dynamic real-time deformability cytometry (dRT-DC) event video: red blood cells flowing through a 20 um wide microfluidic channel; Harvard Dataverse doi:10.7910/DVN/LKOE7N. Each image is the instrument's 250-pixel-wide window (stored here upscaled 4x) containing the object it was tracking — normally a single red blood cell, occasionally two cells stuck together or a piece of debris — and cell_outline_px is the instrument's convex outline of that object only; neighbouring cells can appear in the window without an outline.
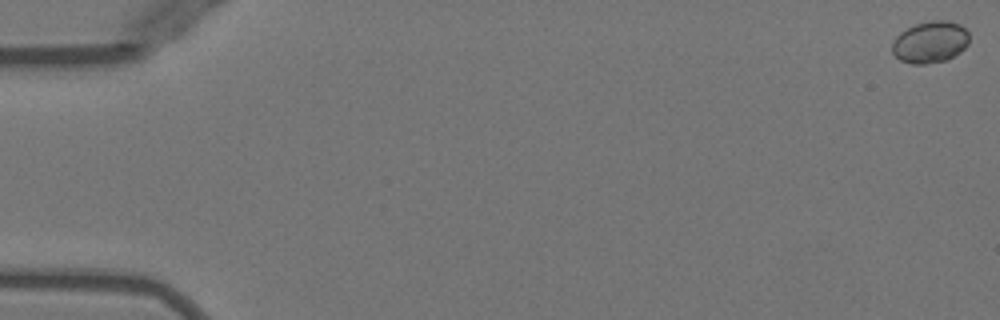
{"species": "Egyptian fruit bat (a non-hibernating species)", "species_latin": "Rousettus aegyptiacus", "temperature_condition": "warm", "stored_images_in_passage": 53, "camera_frame_rate_fps": 3000, "um_per_image_px": 0.085, "animal": {"sex": "female"}, "frame": {"image": 1, "passage_image": 1, "time_ms": 0.0, "image_size_px": [1000, 320], "cell_outline_px": [[968, 44], [960, 52], [944, 60], [924, 64], [912, 64], [900, 60], [892, 52], [892, 44], [896, 36], [900, 32], [916, 24], [932, 20], [944, 20], [960, 24], [968, 32]], "centroid_in_image_um": [79.05, 3.57], "position_along_channel_um": 5.9, "area_um2": 18.55}}
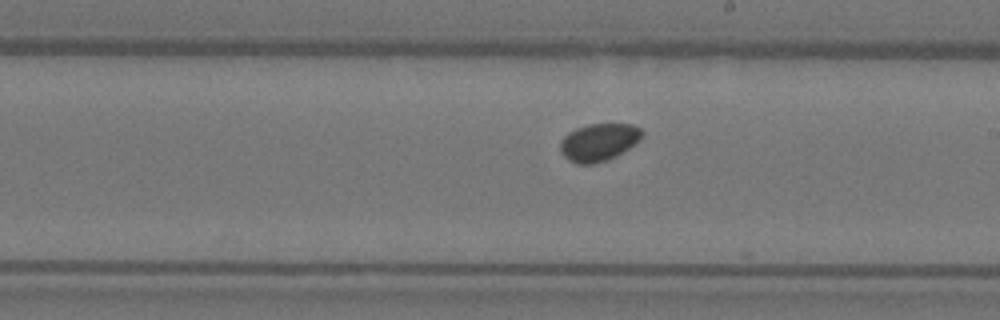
{"frame": {"image": 2, "passage_image": 31, "time_ms": 10.0, "image_size_px": [1000, 320], "cell_outline_px": [[644, 136], [636, 144], [616, 156], [608, 160], [596, 164], [576, 164], [568, 160], [560, 152], [560, 140], [568, 132], [576, 128], [588, 124], [632, 124], [640, 128], [644, 132]], "centroid_in_image_um": [50.9, 12.1], "position_along_channel_um": 238.1, "area_um2": 18.26}}
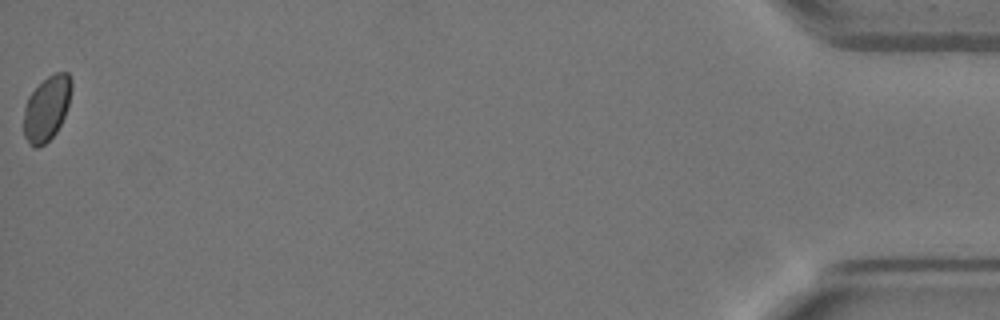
{"frame": {"image": 3, "passage_image": 53, "time_ms": 17.333, "image_size_px": [1000, 320], "cell_outline_px": [[72, 88], [68, 104], [64, 116], [56, 132], [44, 144], [36, 148], [28, 144], [24, 136], [24, 108], [28, 96], [48, 76], [56, 72], [68, 72], [72, 80]], "centroid_in_image_um": [3.97, 9.21], "position_along_channel_um": 431.2, "area_um2": 17.92}}